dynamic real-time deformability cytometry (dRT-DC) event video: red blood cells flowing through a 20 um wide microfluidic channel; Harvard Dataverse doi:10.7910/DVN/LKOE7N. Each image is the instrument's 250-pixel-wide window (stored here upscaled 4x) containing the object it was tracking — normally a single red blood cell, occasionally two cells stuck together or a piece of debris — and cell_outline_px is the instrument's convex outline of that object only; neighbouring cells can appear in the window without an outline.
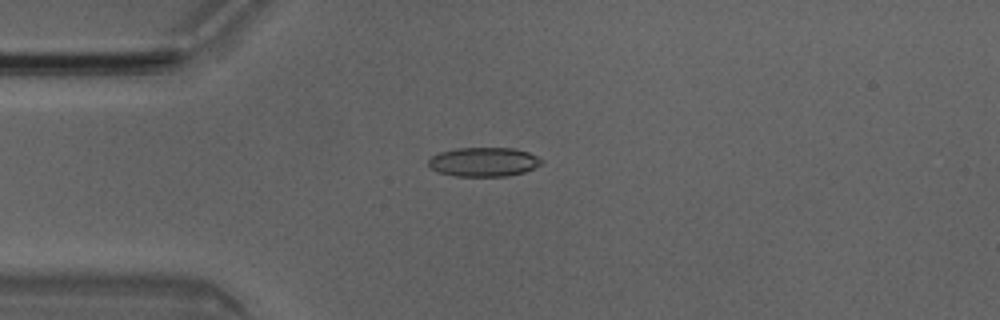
{"species": "Egyptian fruit bat (a non-hibernating species)", "species_latin": "Rousettus aegyptiacus", "temperature_condition": "room temperature", "stored_images_in_passage": 3, "camera_frame_rate_fps": 3000, "um_per_image_px": 0.085, "animal": {"sex": "male"}, "frame": {"image": 1, "passage_image": 3, "time_ms": 0.667, "image_size_px": [1000, 320], "cell_outline_px": [[544, 164], [524, 172], [508, 176], [456, 176], [436, 172], [428, 164], [428, 160], [432, 156], [440, 152], [456, 148], [512, 148], [528, 152], [544, 160]], "centroid_in_image_um": [41.13, 13.77], "position_along_channel_um": 43.9, "area_um2": 19.31}}